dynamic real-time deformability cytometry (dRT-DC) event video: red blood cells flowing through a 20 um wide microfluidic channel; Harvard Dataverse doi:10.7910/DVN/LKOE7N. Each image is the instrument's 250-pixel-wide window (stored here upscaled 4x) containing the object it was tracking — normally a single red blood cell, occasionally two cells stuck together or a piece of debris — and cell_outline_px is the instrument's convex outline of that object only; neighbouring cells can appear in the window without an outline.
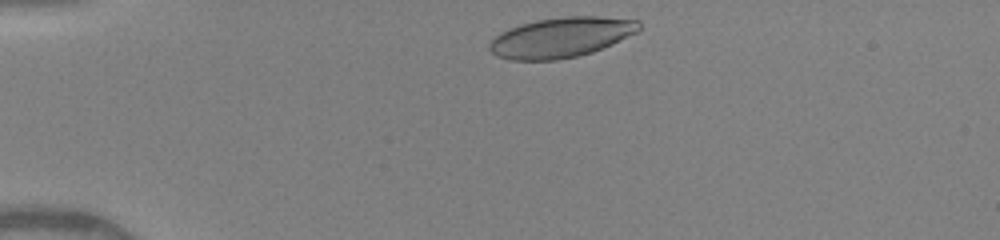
{"species": "human", "species_latin": "Homo sapiens", "temperature_condition": "warm", "stored_images_in_passage": 40, "camera_frame_rate_fps": 3000, "um_per_image_px": 0.085, "donor": {"sex": "female"}, "frame": {"image": 1, "passage_image": 2, "time_ms": 0.333, "image_size_px": [1000, 240], "cell_outline_px": [[640, 32], [612, 44], [592, 52], [576, 56], [556, 60], [512, 60], [496, 56], [488, 48], [488, 44], [500, 32], [508, 28], [520, 24], [536, 20], [564, 16], [600, 16], [640, 20]], "centroid_in_image_um": [47.71, 3.17], "position_along_channel_um": 37.3, "area_um2": 35.2}}
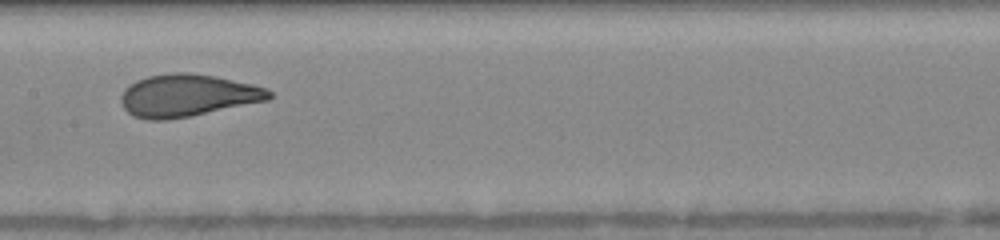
{"frame": {"image": 2, "passage_image": 17, "time_ms": 5.333, "image_size_px": [1000, 240], "cell_outline_px": [[272, 96], [268, 100], [188, 116], [164, 120], [148, 120], [132, 116], [124, 108], [120, 100], [120, 96], [124, 88], [136, 80], [148, 76], [172, 72], [188, 72], [216, 76], [252, 84], [268, 88], [272, 92]], "centroid_in_image_um": [15.91, 8.1], "position_along_channel_um": 191.5, "area_um2": 36.53}}
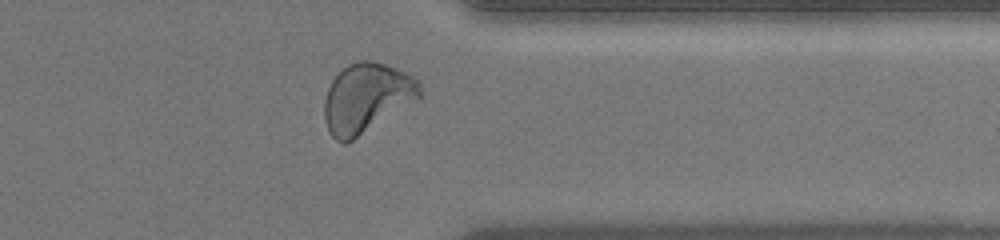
{"frame": {"image": 3, "passage_image": 31, "time_ms": 10.0, "image_size_px": [1000, 240], "cell_outline_px": [[420, 100], [348, 144], [344, 144], [336, 140], [328, 132], [324, 120], [324, 100], [328, 88], [332, 80], [348, 64], [356, 60], [372, 60], [396, 68], [420, 80]], "centroid_in_image_um": [31.17, 8.36], "position_along_channel_um": 380.2, "area_um2": 39.42}, "authors_computed_cell_mechanics": {"area_um2": 36.2406, "velocity_mm_per_s": 4.1025, "shape_relaxation_time_tau1_ms": 3.1875, "shape_relaxation_time_tau2_ms": null, "deformation_change_tau1": 0.1724, "deformation_change_tau2": null}}